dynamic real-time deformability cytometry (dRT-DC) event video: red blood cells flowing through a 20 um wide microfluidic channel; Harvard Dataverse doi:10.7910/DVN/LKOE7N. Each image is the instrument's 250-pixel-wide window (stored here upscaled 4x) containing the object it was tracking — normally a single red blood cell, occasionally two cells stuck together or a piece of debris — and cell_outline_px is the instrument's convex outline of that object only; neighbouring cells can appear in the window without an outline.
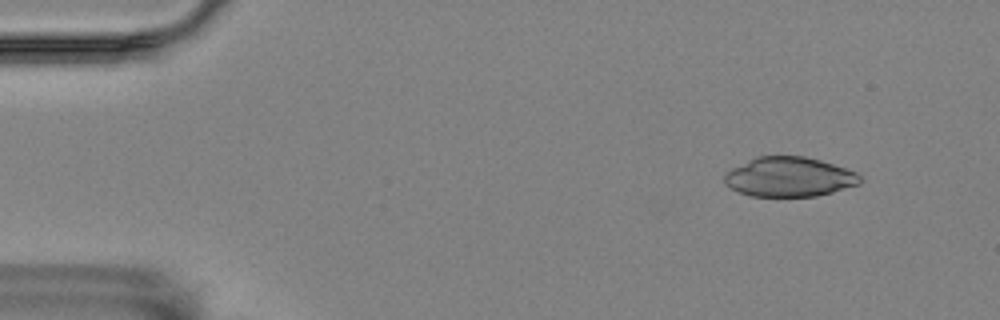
{"species": "Egyptian fruit bat (a non-hibernating species)", "species_latin": "Rousettus aegyptiacus", "temperature_condition": "room temperature", "stored_images_in_passage": 56, "camera_frame_rate_fps": 3000, "um_per_image_px": 0.085, "animal": {"sex": "female"}, "frame": {"image": 1, "passage_image": 6, "time_ms": 1.667, "image_size_px": [1000, 320], "cell_outline_px": [[860, 184], [832, 192], [816, 196], [752, 196], [740, 192], [724, 184], [724, 176], [732, 168], [756, 156], [804, 156], [820, 160], [856, 172], [860, 176]], "centroid_in_image_um": [67.08, 15.04], "position_along_channel_um": 17.9, "area_um2": 31.04}}
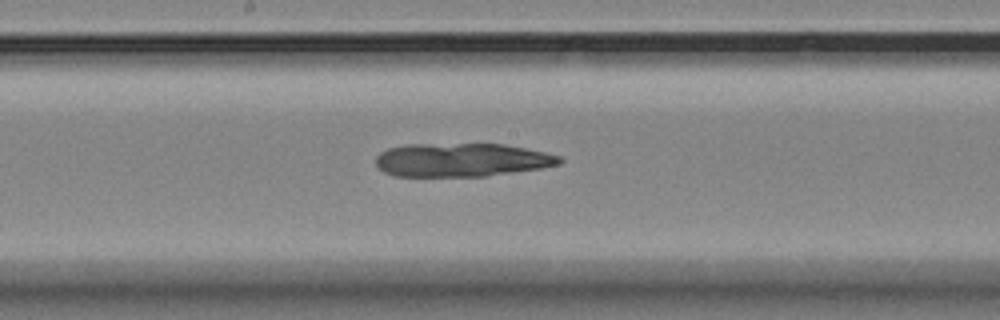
{"frame": {"image": 2, "passage_image": 30, "time_ms": 9.667, "image_size_px": [1000, 320], "cell_outline_px": [[564, 160], [560, 164], [540, 168], [484, 176], [396, 176], [384, 172], [376, 164], [376, 156], [380, 152], [388, 148], [408, 144], [504, 144], [544, 152], [560, 156]], "centroid_in_image_um": [39.22, 13.59], "position_along_channel_um": 209.0, "area_um2": 35.72}}
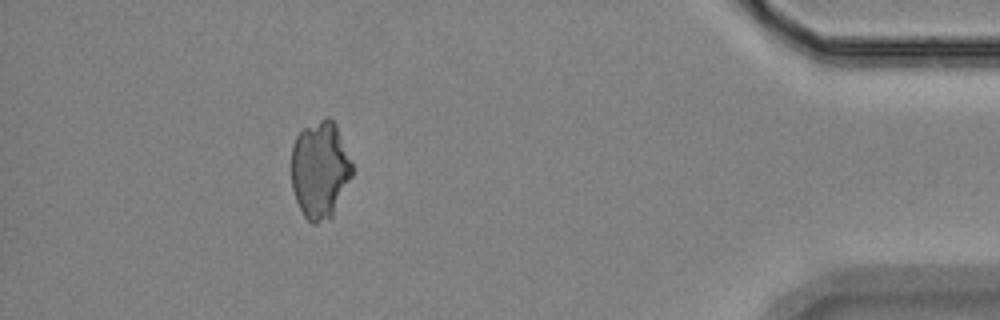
{"frame": {"image": 3, "passage_image": 51, "time_ms": 16.667, "image_size_px": [1000, 320], "cell_outline_px": [[356, 172], [332, 216], [328, 220], [316, 224], [312, 224], [304, 216], [296, 200], [292, 188], [292, 144], [296, 136], [304, 128], [328, 116], [336, 124]], "centroid_in_image_um": [27.23, 14.46], "position_along_channel_um": 408.0, "area_um2": 34.85}}